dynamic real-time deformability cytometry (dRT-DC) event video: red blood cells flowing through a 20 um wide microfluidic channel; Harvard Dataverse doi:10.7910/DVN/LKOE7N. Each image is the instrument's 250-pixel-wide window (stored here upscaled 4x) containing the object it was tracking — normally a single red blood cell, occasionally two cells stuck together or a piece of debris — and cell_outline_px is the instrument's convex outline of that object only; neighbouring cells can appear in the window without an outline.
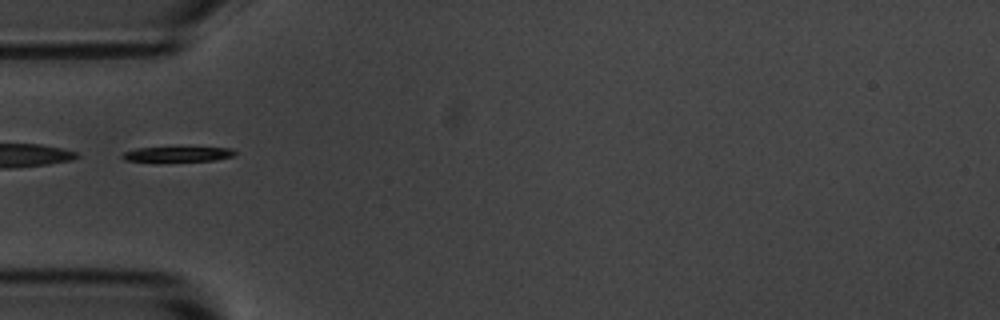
{"species": "common noctule bat (a hibernating species)", "species_latin": "Nyctalus noctula", "temperature_condition": "room temperature", "stored_images_in_passage": 7, "segment_of_instrument_passage": [2, 2], "camera_frame_rate_fps": 3000, "um_per_image_px": 0.085, "animal": {"sex": "male", "body_mass_g": 20.1, "forearm_length_mm": 53.5}, "frame": {"image": 1, "passage_image": 6, "time_ms": 5.667, "image_size_px": [1000, 320], "cell_outline_px": [[236, 156], [216, 160], [156, 164], [124, 160], [120, 156], [124, 152], [136, 148], [232, 148], [236, 152]], "centroid_in_image_um": [15.02, 13.17], "position_along_channel_um": 70.0, "area_um2": 10.64}}